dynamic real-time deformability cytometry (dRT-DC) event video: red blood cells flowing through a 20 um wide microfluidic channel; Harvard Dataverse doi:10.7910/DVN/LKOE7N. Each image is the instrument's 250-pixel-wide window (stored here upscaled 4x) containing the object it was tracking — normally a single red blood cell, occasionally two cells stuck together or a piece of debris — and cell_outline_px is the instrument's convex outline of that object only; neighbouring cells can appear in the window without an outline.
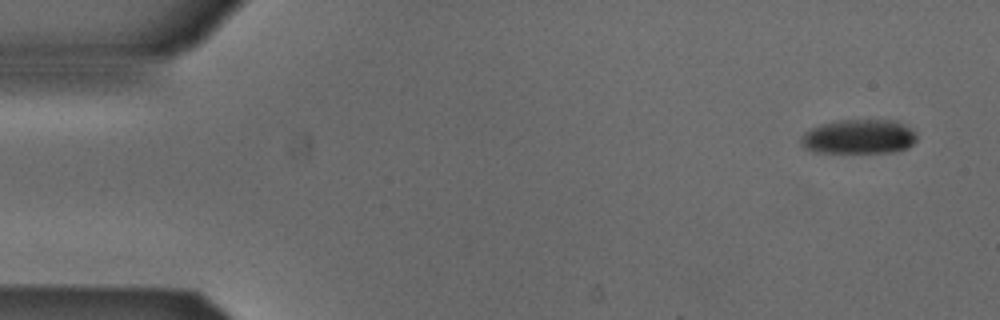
{"species": "Egyptian fruit bat (a non-hibernating species)", "species_latin": "Rousettus aegyptiacus", "temperature_condition": "cold", "stored_images_in_passage": 8, "camera_frame_rate_fps": 3000, "um_per_image_px": 0.085, "animal": {"sex": "male"}, "frame": {"image": 1, "passage_image": 1, "time_ms": 0.0, "image_size_px": [1000, 320], "cell_outline_px": [[916, 140], [908, 148], [892, 152], [812, 152], [804, 148], [800, 140], [800, 136], [804, 132], [820, 124], [836, 120], [896, 120], [908, 128], [916, 136]], "centroid_in_image_um": [72.94, 11.62], "position_along_channel_um": 12.1, "area_um2": 23.18}}
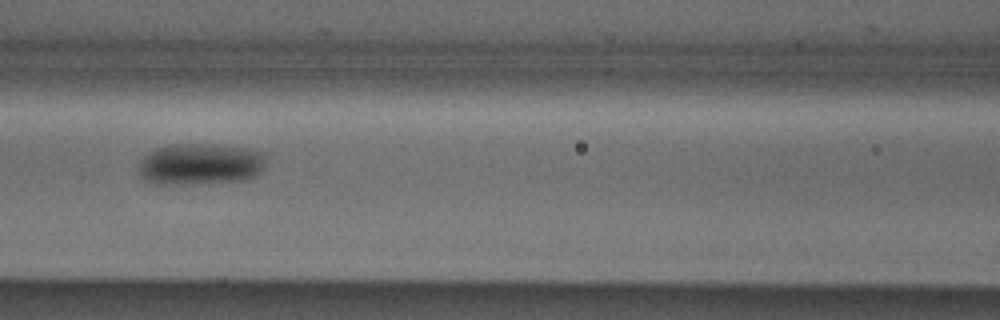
{"frame": {"image": 2, "passage_image": 6, "time_ms": 1.667, "image_size_px": [1000, 320], "cell_outline_px": [[268, 152], [264, 164], [260, 172], [252, 176], [240, 180], [192, 184], [152, 184], [144, 180], [140, 176], [140, 160], [148, 152], [156, 148], [168, 144], [212, 144], [244, 148]], "centroid_in_image_um": [17.0, 13.94], "position_along_channel_um": 149.6, "area_um2": 30.98}}
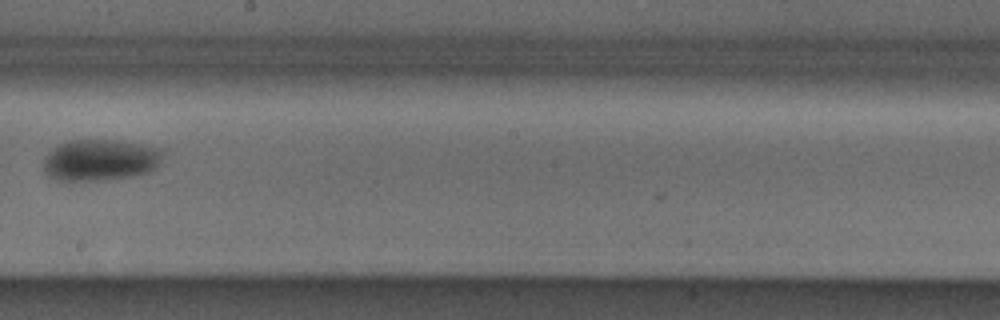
{"frame": {"image": 3, "passage_image": 8, "time_ms": 2.333, "image_size_px": [1000, 320], "cell_outline_px": [[164, 156], [160, 164], [156, 168], [148, 172], [132, 176], [108, 180], [56, 180], [48, 176], [44, 172], [44, 160], [48, 152], [60, 144], [72, 140], [120, 140], [164, 148]], "centroid_in_image_um": [8.58, 13.6], "position_along_channel_um": 239.6, "area_um2": 29.19}}